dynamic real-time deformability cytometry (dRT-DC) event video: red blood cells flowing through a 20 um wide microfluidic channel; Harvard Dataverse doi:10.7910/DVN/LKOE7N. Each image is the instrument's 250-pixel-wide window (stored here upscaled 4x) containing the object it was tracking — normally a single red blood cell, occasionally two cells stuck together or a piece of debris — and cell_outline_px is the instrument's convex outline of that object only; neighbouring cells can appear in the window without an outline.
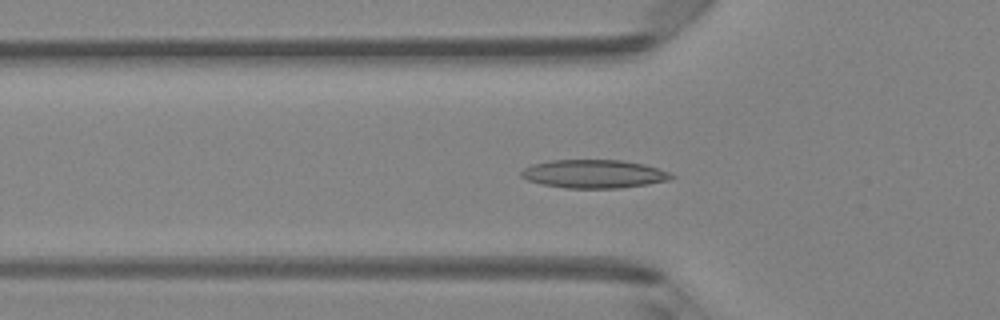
{"species": "Egyptian fruit bat (a non-hibernating species)", "species_latin": "Rousettus aegyptiacus", "temperature_condition": "room temperature", "stored_images_in_passage": 34, "camera_frame_rate_fps": 3000, "um_per_image_px": 0.085, "animal": {"sex": "female"}, "frame": {"image": 1, "passage_image": 2, "time_ms": 0.333, "image_size_px": [1000, 320], "cell_outline_px": [[676, 176], [668, 180], [648, 184], [620, 188], [564, 188], [540, 184], [528, 180], [520, 176], [520, 172], [524, 168], [532, 164], [552, 160], [620, 160], [644, 164], [668, 172]], "centroid_in_image_um": [50.45, 14.78], "position_along_channel_um": 75.4, "area_um2": 24.8}}
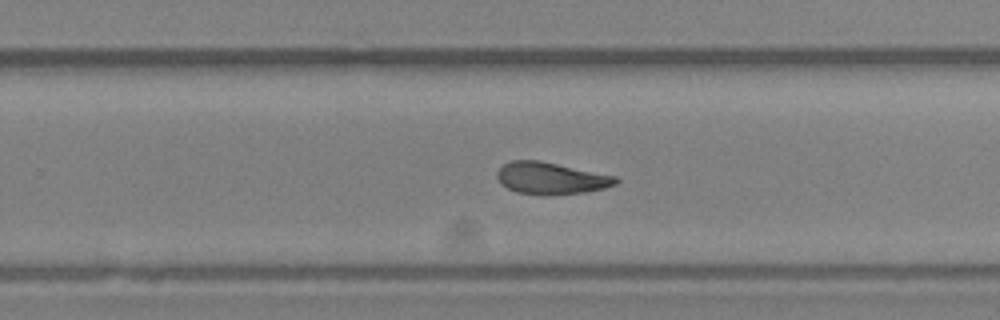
{"frame": {"image": 2, "passage_image": 17, "time_ms": 5.333, "image_size_px": [1000, 320], "cell_outline_px": [[620, 180], [616, 184], [604, 188], [584, 192], [516, 192], [500, 184], [496, 176], [496, 172], [504, 164], [512, 160], [540, 160], [616, 176]], "centroid_in_image_um": [46.82, 15.1], "position_along_channel_um": 283.0, "area_um2": 21.27}}
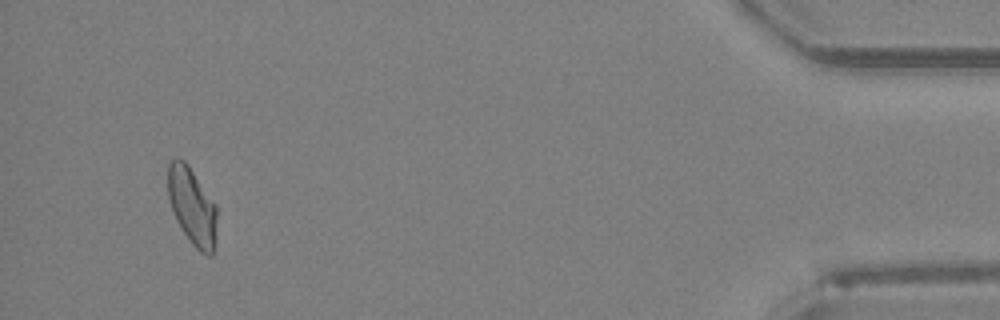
{"frame": {"image": 3, "passage_image": 32, "time_ms": 10.333, "image_size_px": [1000, 320], "cell_outline_px": [[216, 244], [212, 256], [208, 256], [200, 252], [192, 244], [180, 228], [176, 220], [168, 196], [168, 160], [176, 156], [184, 160], [188, 164], [216, 204]], "centroid_in_image_um": [16.33, 17.53], "position_along_channel_um": 418.9, "area_um2": 22.43}, "authors_computed_cell_mechanics": {"area_um2": 22.3108, "velocity_mm_per_s": 4.1673, "shape_relaxation_time_tau1_ms": 7.6538, "shape_relaxation_time_tau2_ms": 4.4602, "deformation_change_tau1": 0.1772, "deformation_change_tau2": 0.132}}